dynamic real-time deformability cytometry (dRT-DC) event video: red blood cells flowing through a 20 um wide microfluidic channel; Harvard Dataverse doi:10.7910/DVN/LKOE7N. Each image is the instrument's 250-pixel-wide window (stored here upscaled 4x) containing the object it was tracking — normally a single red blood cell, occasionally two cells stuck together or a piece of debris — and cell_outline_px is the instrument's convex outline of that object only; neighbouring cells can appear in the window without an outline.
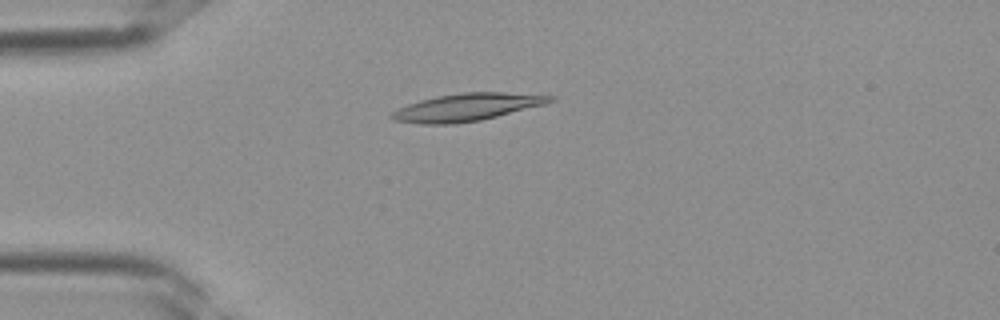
{"species": "Egyptian fruit bat (a non-hibernating species)", "species_latin": "Rousettus aegyptiacus", "temperature_condition": "room temperature", "stored_images_in_passage": 32, "camera_frame_rate_fps": 3000, "um_per_image_px": 0.085, "frame": {"image": 1, "passage_image": 4, "time_ms": 1.0, "image_size_px": [1000, 320], "cell_outline_px": [[556, 100], [544, 104], [480, 120], [452, 124], [420, 124], [392, 120], [388, 116], [392, 112], [408, 104], [420, 100], [436, 96], [464, 92], [504, 92], [556, 96]], "centroid_in_image_um": [39.65, 9.11], "position_along_channel_um": 45.3, "area_um2": 25.2}}
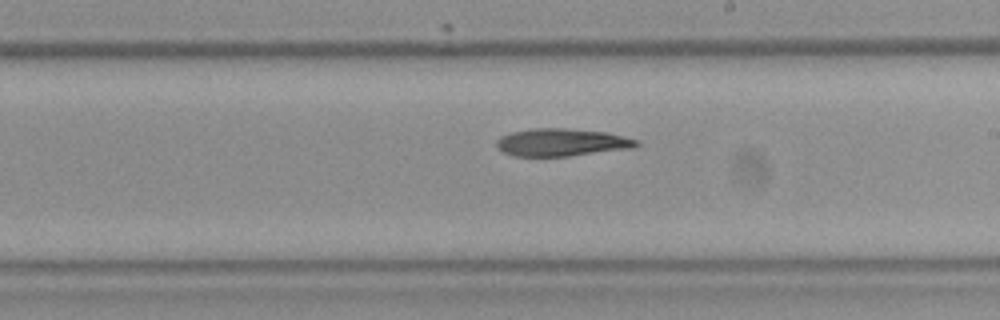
{"frame": {"image": 2, "passage_image": 16, "time_ms": 5.0, "image_size_px": [1000, 320], "cell_outline_px": [[640, 144], [636, 148], [568, 156], [512, 156], [504, 152], [496, 144], [496, 140], [500, 136], [512, 132], [532, 128], [564, 128], [608, 132], [640, 140]], "centroid_in_image_um": [47.8, 12.1], "position_along_channel_um": 241.2, "area_um2": 22.72}}
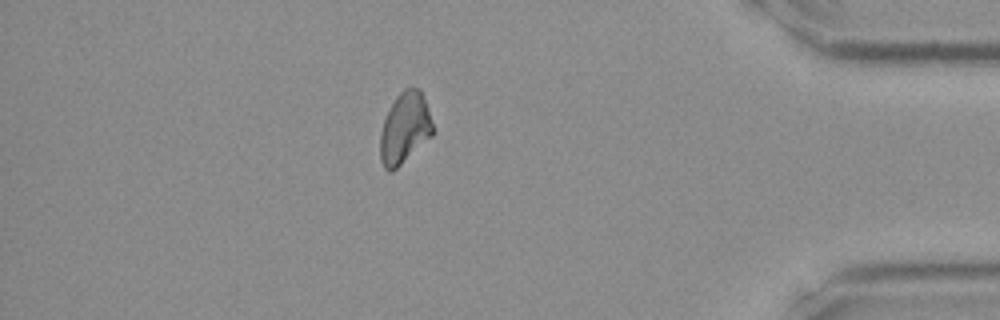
{"frame": {"image": 3, "passage_image": 27, "time_ms": 8.667, "image_size_px": [1000, 320], "cell_outline_px": [[432, 136], [392, 172], [388, 172], [384, 168], [380, 160], [380, 132], [384, 120], [396, 96], [404, 88], [420, 88], [432, 124]], "centroid_in_image_um": [34.37, 10.92], "position_along_channel_um": 400.8, "area_um2": 21.44}}